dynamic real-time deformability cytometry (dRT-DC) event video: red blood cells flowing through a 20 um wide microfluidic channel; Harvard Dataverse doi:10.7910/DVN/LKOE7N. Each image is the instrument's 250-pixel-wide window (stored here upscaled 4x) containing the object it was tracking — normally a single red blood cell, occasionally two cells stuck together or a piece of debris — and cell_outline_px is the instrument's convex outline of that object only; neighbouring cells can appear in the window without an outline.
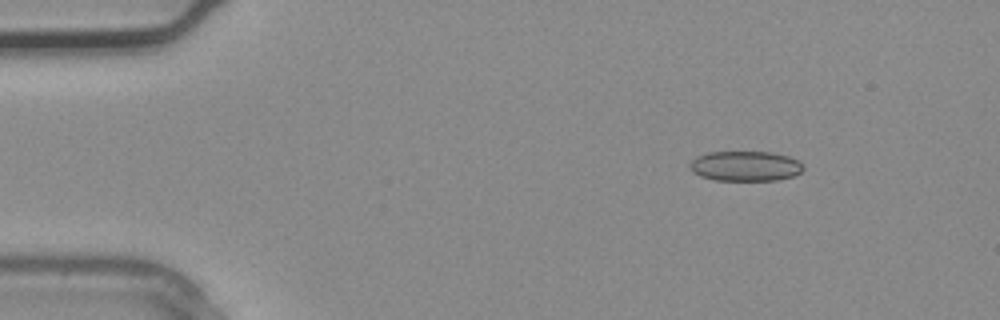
{"species": "common noctule bat (a hibernating species)", "species_latin": "Nyctalus noctula", "temperature_condition": "warm", "stored_images_in_passage": 4, "camera_frame_rate_fps": 3000, "um_per_image_px": 0.085, "animal": {"sex": "male", "body_mass_g": 20.4}, "frame": {"image": 1, "passage_image": 4, "time_ms": 1.0, "image_size_px": [1000, 320], "cell_outline_px": [[804, 168], [800, 172], [792, 176], [776, 180], [716, 180], [700, 176], [692, 172], [688, 164], [696, 156], [708, 152], [772, 152], [788, 156], [804, 164]], "centroid_in_image_um": [63.33, 14.11], "position_along_channel_um": 21.7, "area_um2": 19.88}}